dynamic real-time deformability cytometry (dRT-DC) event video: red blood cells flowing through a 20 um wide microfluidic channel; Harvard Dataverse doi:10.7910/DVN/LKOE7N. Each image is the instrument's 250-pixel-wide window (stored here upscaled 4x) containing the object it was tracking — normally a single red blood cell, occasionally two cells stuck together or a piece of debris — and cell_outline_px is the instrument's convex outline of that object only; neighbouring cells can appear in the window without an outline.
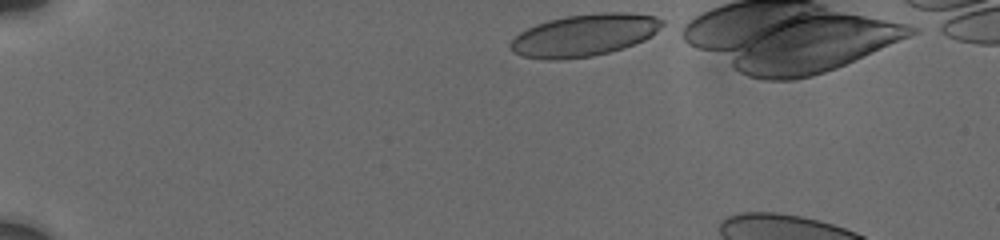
{"species": "human", "species_latin": "Homo sapiens", "temperature_condition": "cold", "stored_images_in_passage": 13, "segment_of_instrument_passage": [1, 2], "camera_frame_rate_fps": 3000, "um_per_image_px": 0.085, "donor": {"sex": "male"}, "frame": {"image": 1, "passage_image": 1, "time_ms": 0.0, "image_size_px": [1000, 240], "cell_outline_px": [[664, 24], [656, 32], [644, 40], [608, 52], [592, 56], [560, 60], [544, 60], [524, 56], [512, 52], [508, 44], [520, 32], [536, 24], [548, 20], [564, 16], [600, 12], [628, 12], [656, 16], [664, 20]], "centroid_in_image_um": [49.65, 2.98], "position_along_channel_um": 35.3, "area_um2": 37.28}}
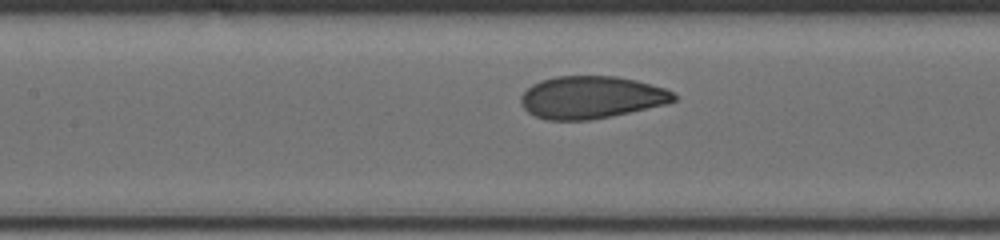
{"frame": {"image": 2, "passage_image": 7, "time_ms": 5.333, "image_size_px": [1000, 240], "cell_outline_px": [[676, 100], [668, 104], [612, 116], [592, 120], [544, 120], [528, 112], [520, 104], [520, 96], [532, 84], [540, 80], [556, 76], [616, 76], [636, 80], [664, 88], [672, 92], [676, 96]], "centroid_in_image_um": [50.25, 8.28], "position_along_channel_um": 157.2, "area_um2": 38.03}}
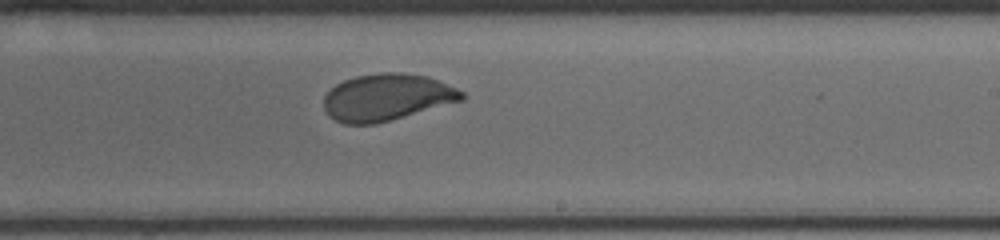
{"frame": {"image": 3, "passage_image": 12, "time_ms": 8.0, "image_size_px": [1000, 240], "cell_outline_px": [[464, 100], [376, 124], [344, 124], [328, 116], [324, 108], [324, 96], [336, 84], [344, 80], [356, 76], [380, 72], [400, 72], [428, 76], [456, 88], [464, 92]], "centroid_in_image_um": [32.87, 8.27], "position_along_channel_um": 256.1, "area_um2": 37.69}}